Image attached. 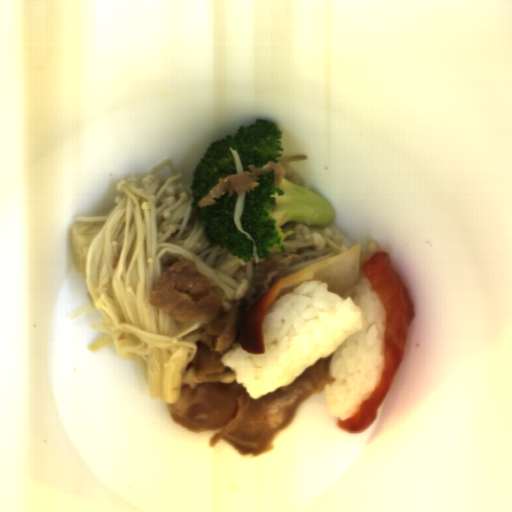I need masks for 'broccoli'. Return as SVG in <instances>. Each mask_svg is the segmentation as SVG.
Segmentation results:
<instances>
[{
  "mask_svg": "<svg viewBox=\"0 0 512 512\" xmlns=\"http://www.w3.org/2000/svg\"><path fill=\"white\" fill-rule=\"evenodd\" d=\"M275 171L259 176L255 188L245 193L240 216L243 230L256 246L259 259L271 256L270 249L285 254L284 240L294 230L284 233L285 222L296 221L309 228L330 225L336 212L327 199L282 177L274 186Z\"/></svg>",
  "mask_w": 512,
  "mask_h": 512,
  "instance_id": "ccd96aad",
  "label": "broccoli"
},
{
  "mask_svg": "<svg viewBox=\"0 0 512 512\" xmlns=\"http://www.w3.org/2000/svg\"><path fill=\"white\" fill-rule=\"evenodd\" d=\"M234 136L211 143L195 167L190 186L197 218L202 226L205 238L209 243H217L219 248L248 263L254 256V242L240 232L234 220L235 205L239 196L236 191L231 196L224 193L214 198L215 204L199 207L201 199L207 195L221 180L230 174H237L236 165L230 148L236 150L243 172H248L249 166L255 168L268 162L279 163L284 152L282 145V130L273 122L256 119L249 127L240 126Z\"/></svg>",
  "mask_w": 512,
  "mask_h": 512,
  "instance_id": "1706d50b",
  "label": "broccoli"
}]
</instances>
